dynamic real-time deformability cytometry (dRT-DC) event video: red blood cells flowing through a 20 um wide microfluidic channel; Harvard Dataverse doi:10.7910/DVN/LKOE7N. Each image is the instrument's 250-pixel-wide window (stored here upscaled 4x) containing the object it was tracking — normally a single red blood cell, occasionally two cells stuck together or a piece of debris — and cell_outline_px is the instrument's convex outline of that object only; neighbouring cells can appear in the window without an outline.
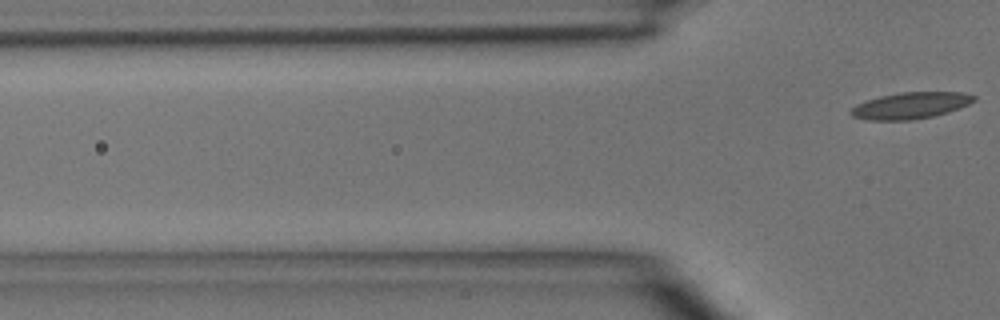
{"species": "common noctule bat (a hibernating species)", "species_latin": "Nyctalus noctula", "temperature_condition": "room temperature", "stored_images_in_passage": 4, "segment_of_instrument_passage": [2, 2], "camera_frame_rate_fps": 3000, "um_per_image_px": 0.085, "animal": {"sex": "male", "body_mass_g": 15.6}, "frame": {"image": 1, "passage_image": 4, "time_ms": 4.333, "image_size_px": [1000, 320], "cell_outline_px": [[976, 100], [960, 108], [948, 112], [932, 116], [912, 120], [868, 120], [852, 116], [848, 112], [856, 104], [864, 100], [880, 96], [900, 92], [960, 92], [976, 96]], "centroid_in_image_um": [77.37, 8.97], "position_along_channel_um": 48.4, "area_um2": 19.07}}